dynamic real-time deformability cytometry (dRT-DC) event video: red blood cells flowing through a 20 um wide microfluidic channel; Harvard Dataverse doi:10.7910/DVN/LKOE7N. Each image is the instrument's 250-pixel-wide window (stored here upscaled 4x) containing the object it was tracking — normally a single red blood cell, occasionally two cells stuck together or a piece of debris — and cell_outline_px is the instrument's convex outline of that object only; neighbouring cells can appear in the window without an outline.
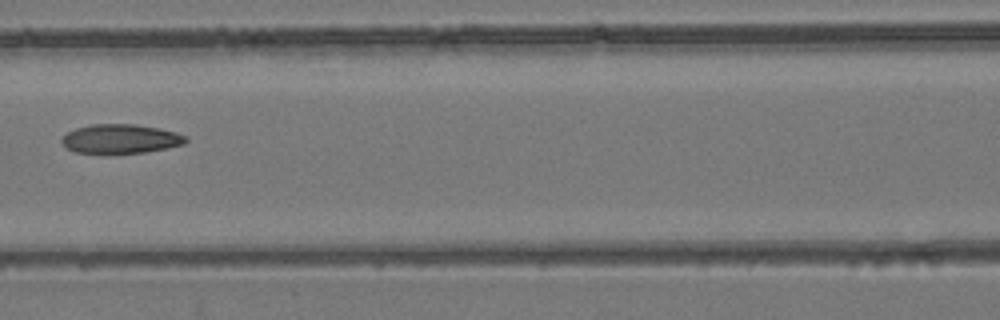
{"species": "common noctule bat (a hibernating species)", "species_latin": "Nyctalus noctula", "temperature_condition": "room temperature", "stored_images_in_passage": 8, "camera_frame_rate_fps": 3000, "um_per_image_px": 0.085, "animal": {"sex": "female", "body_mass_g": 24.6, "forearm_length_mm": 56.2}, "frame": {"image": 1, "passage_image": 6, "time_ms": 1.667, "image_size_px": [1000, 320], "cell_outline_px": [[188, 140], [184, 144], [168, 148], [148, 152], [112, 156], [76, 152], [68, 148], [60, 140], [68, 132], [76, 128], [92, 124], [136, 124], [176, 132], [188, 136]], "centroid_in_image_um": [10.27, 11.84], "position_along_channel_um": 156.3, "area_um2": 21.79}}
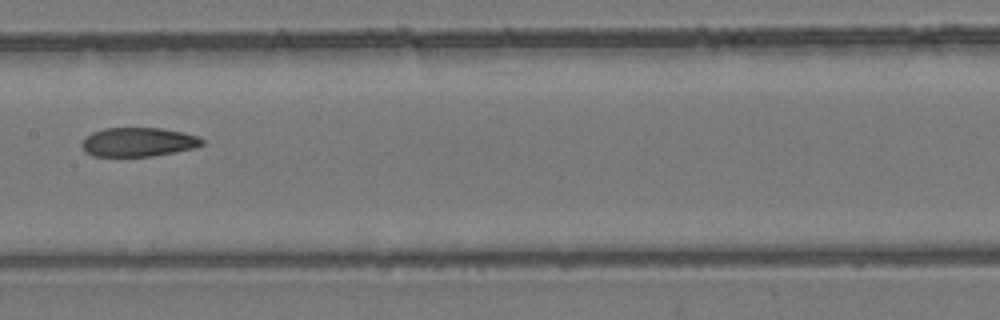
{"frame": {"image": 2, "passage_image": 7, "time_ms": 2.0, "image_size_px": [1000, 320], "cell_outline_px": [[204, 144], [196, 148], [152, 156], [92, 156], [84, 152], [80, 144], [84, 136], [92, 132], [104, 128], [164, 128], [196, 136], [204, 140]], "centroid_in_image_um": [11.7, 12.07], "position_along_channel_um": 195.7, "area_um2": 20.52}}
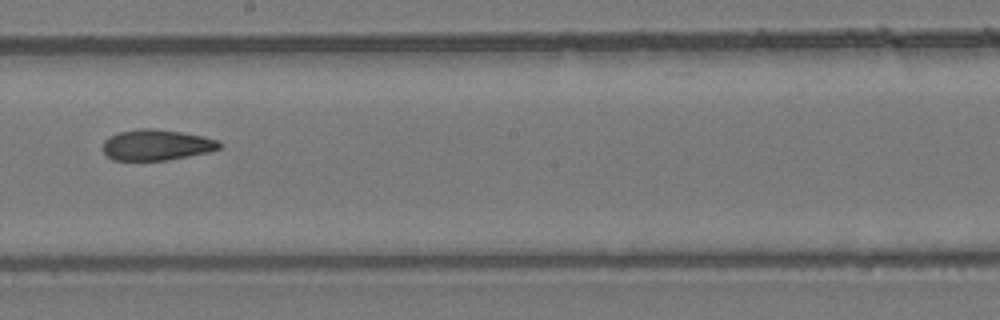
{"frame": {"image": 3, "passage_image": 8, "time_ms": 2.333, "image_size_px": [1000, 320], "cell_outline_px": [[224, 144], [220, 148], [208, 152], [168, 160], [112, 160], [104, 152], [104, 140], [108, 136], [120, 132], [136, 128], [152, 128], [180, 132], [204, 136], [220, 140]], "centroid_in_image_um": [13.33, 12.31], "position_along_channel_um": 234.9, "area_um2": 21.04}}